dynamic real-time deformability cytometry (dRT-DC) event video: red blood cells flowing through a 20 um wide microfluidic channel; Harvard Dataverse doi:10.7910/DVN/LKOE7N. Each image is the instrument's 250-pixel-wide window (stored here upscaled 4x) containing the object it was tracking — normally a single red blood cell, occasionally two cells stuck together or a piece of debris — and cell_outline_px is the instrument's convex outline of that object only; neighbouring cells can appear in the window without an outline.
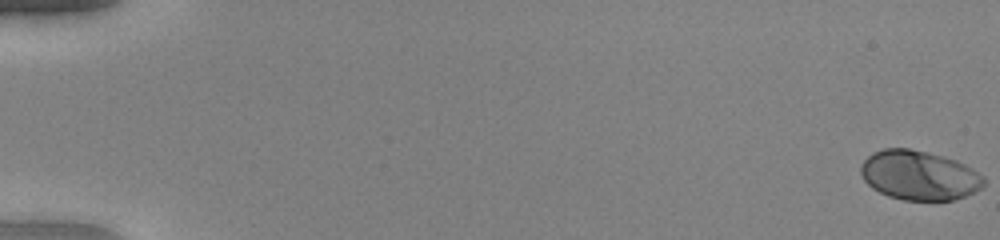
{"species": "human", "species_latin": "Homo sapiens", "temperature_condition": "warm", "stored_images_in_passage": 53, "camera_frame_rate_fps": 3000, "um_per_image_px": 0.085, "donor": {"sex": "female"}, "frame": {"image": 1, "passage_image": 1, "time_ms": 0.0, "image_size_px": [1000, 240], "cell_outline_px": [[984, 184], [980, 188], [956, 200], [904, 200], [888, 196], [872, 188], [864, 180], [860, 172], [860, 168], [864, 160], [872, 152], [884, 148], [908, 148], [928, 152], [956, 160], [972, 168], [984, 176]], "centroid_in_image_um": [78.11, 14.9], "position_along_channel_um": 6.9, "area_um2": 35.43}}
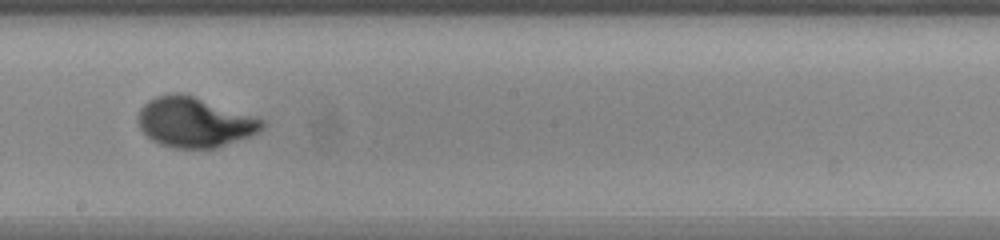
{"frame": {"image": 2, "passage_image": 32, "time_ms": 10.333, "image_size_px": [1000, 240], "cell_outline_px": [[264, 128], [260, 132], [252, 136], [216, 148], [172, 148], [160, 144], [152, 140], [140, 128], [136, 116], [140, 108], [148, 100], [156, 96], [172, 92], [180, 92], [264, 120]], "centroid_in_image_um": [16.5, 10.4], "position_along_channel_um": 231.7, "area_um2": 36.07}}
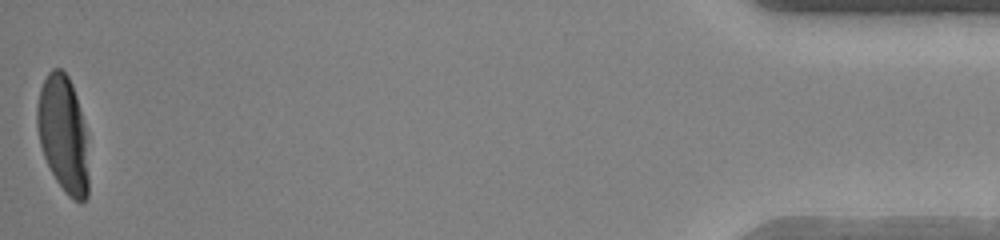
{"frame": {"image": 3, "passage_image": 53, "time_ms": 17.333, "image_size_px": [1000, 240], "cell_outline_px": [[88, 196], [80, 204], [72, 200], [64, 192], [56, 180], [44, 156], [40, 144], [36, 124], [36, 108], [40, 88], [48, 72], [52, 68], [60, 68], [68, 76], [72, 84], [76, 96], [84, 128], [88, 176]], "centroid_in_image_um": [5.34, 11.42], "position_along_channel_um": 429.9, "area_um2": 34.74}, "authors_computed_cell_mechanics": {"area_um2": 34.969, "velocity_mm_per_s": 4.0361, "shape_relaxation_time_tau1_ms": 3.2458, "shape_relaxation_time_tau2_ms": null, "deformation_change_tau1": 0.2311, "deformation_change_tau2": null}}